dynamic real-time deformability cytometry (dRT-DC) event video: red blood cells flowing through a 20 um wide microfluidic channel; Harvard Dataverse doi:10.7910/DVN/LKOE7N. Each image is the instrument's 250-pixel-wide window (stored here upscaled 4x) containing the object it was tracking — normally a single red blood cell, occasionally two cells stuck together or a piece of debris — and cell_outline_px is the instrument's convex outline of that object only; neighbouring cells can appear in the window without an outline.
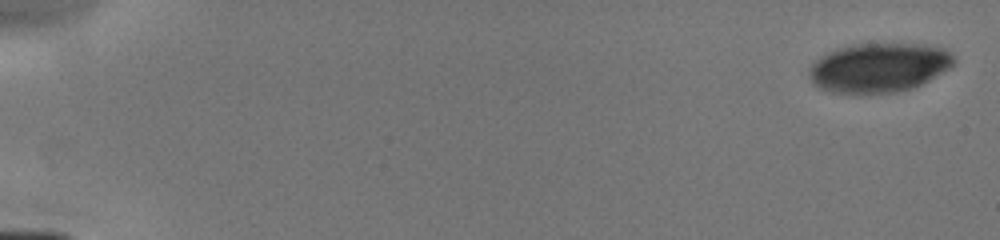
{"species": "human", "species_latin": "Homo sapiens", "temperature_condition": "cold", "stored_images_in_passage": 8, "camera_frame_rate_fps": 3000, "um_per_image_px": 0.085, "donor": {"sex": "male"}, "frame": {"image": 1, "passage_image": 1, "time_ms": 0.0, "image_size_px": [1000, 240], "cell_outline_px": [[956, 64], [928, 80], [912, 88], [896, 92], [860, 96], [828, 92], [812, 84], [808, 76], [808, 68], [820, 56], [836, 48], [852, 44], [936, 44], [944, 48], [956, 60]], "centroid_in_image_um": [74.66, 5.77], "position_along_channel_um": 10.3, "area_um2": 42.6}}
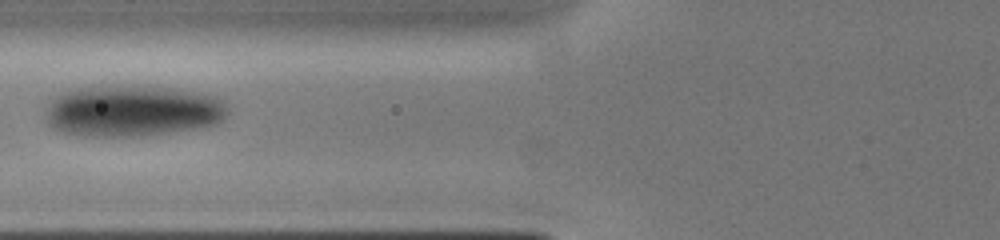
{"frame": {"image": 2, "passage_image": 7, "time_ms": 6.667, "image_size_px": [1000, 240], "cell_outline_px": [[228, 112], [224, 120], [208, 128], [140, 136], [84, 136], [64, 132], [52, 128], [48, 124], [44, 116], [44, 112], [48, 100], [52, 96], [68, 88], [96, 84], [136, 84], [208, 92], [216, 96], [228, 104]], "centroid_in_image_um": [11.25, 9.37], "position_along_channel_um": 114.6, "area_um2": 57.22}}
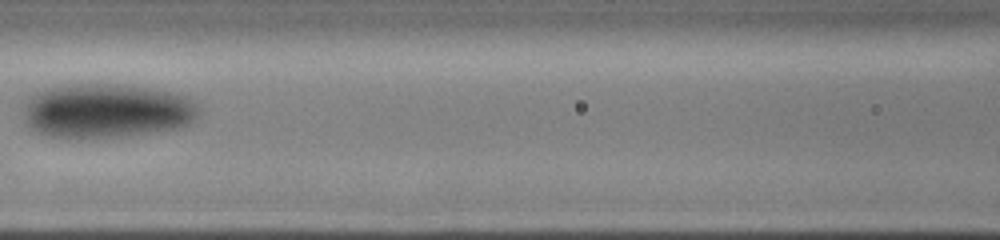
{"frame": {"image": 3, "passage_image": 8, "time_ms": 7.667, "image_size_px": [1000, 240], "cell_outline_px": [[196, 120], [180, 128], [124, 136], [48, 136], [32, 128], [24, 120], [24, 100], [28, 96], [44, 88], [72, 84], [132, 84], [188, 96], [196, 104]], "centroid_in_image_um": [9.05, 9.38], "position_along_channel_um": 157.5, "area_um2": 55.37}}